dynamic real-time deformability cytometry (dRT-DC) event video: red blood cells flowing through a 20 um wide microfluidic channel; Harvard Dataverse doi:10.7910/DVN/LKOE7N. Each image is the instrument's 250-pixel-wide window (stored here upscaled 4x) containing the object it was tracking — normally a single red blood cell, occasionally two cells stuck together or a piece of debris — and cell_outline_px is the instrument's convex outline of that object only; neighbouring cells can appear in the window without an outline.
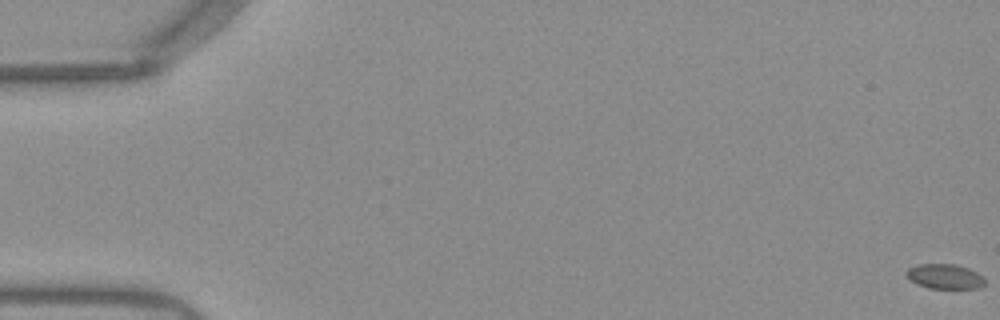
{"species": "Egyptian fruit bat (a non-hibernating species)", "species_latin": "Rousettus aegyptiacus", "temperature_condition": "warm", "stored_images_in_passage": 54, "camera_frame_rate_fps": 3000, "um_per_image_px": 0.085, "frame": {"image": 1, "passage_image": 1, "time_ms": 0.0, "image_size_px": [1000, 320], "cell_outline_px": [[984, 284], [980, 288], [928, 288], [916, 284], [904, 272], [908, 268], [916, 264], [956, 264], [968, 268], [984, 276]], "centroid_in_image_um": [80.3, 23.49], "position_along_channel_um": 4.7, "area_um2": 11.39}}
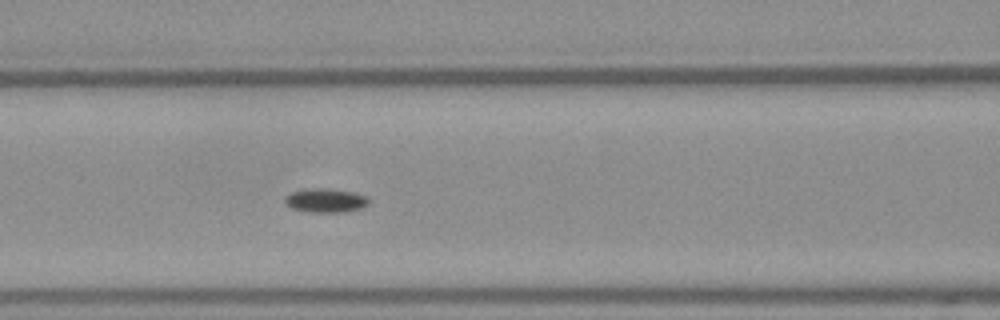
{"frame": {"image": 2, "passage_image": 24, "time_ms": 7.667, "image_size_px": [1000, 320], "cell_outline_px": [[368, 204], [360, 208], [344, 212], [304, 212], [292, 208], [284, 204], [284, 196], [292, 192], [304, 188], [332, 188], [352, 192], [368, 196]], "centroid_in_image_um": [27.62, 17.03], "position_along_channel_um": 139.0, "area_um2": 11.96}}
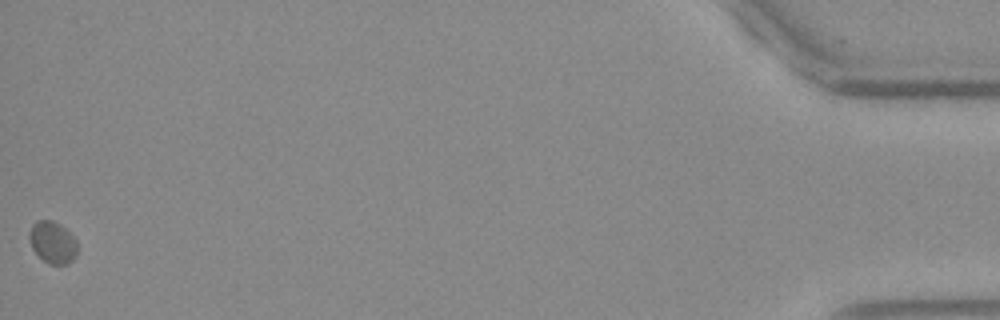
{"frame": {"image": 3, "passage_image": 54, "time_ms": 17.667, "image_size_px": [1000, 320], "cell_outline_px": [[76, 256], [68, 264], [48, 264], [32, 248], [28, 236], [28, 232], [32, 224], [36, 220], [52, 220], [60, 224], [76, 240]], "centroid_in_image_um": [4.45, 20.58], "position_along_channel_um": 430.8, "area_um2": 11.68}}